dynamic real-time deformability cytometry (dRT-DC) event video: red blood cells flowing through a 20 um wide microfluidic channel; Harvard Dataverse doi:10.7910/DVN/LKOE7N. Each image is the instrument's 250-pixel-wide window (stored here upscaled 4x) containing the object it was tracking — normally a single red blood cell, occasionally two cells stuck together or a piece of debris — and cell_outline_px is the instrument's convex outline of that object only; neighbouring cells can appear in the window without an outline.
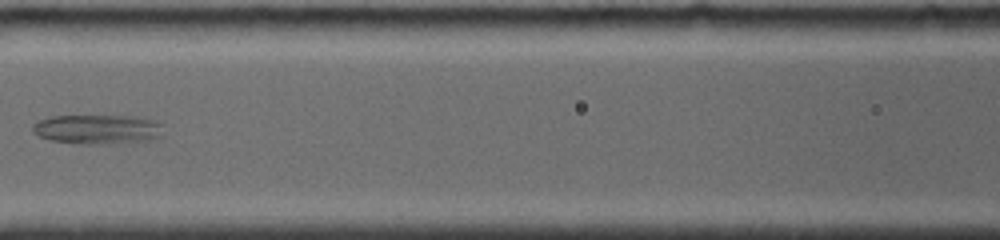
{"species": "common noctule bat (a hibernating species)", "species_latin": "Nyctalus noctula", "temperature_condition": "room temperature", "stored_images_in_passage": 6, "camera_frame_rate_fps": 4000, "um_per_image_px": 0.085, "animal": {"sex": "female", "body_mass_g": 19.0, "forearm_length_mm": 56.7}, "frame": {"image": 1, "passage_image": 6, "time_ms": 3.75, "image_size_px": [1000, 240], "cell_outline_px": [[160, 136], [148, 140], [128, 144], [76, 144], [52, 140], [40, 136], [32, 132], [32, 124], [40, 120], [52, 116], [128, 116], [148, 120], [160, 124]], "centroid_in_image_um": [8.22, 11.01], "position_along_channel_um": 158.4, "area_um2": 22.31}}